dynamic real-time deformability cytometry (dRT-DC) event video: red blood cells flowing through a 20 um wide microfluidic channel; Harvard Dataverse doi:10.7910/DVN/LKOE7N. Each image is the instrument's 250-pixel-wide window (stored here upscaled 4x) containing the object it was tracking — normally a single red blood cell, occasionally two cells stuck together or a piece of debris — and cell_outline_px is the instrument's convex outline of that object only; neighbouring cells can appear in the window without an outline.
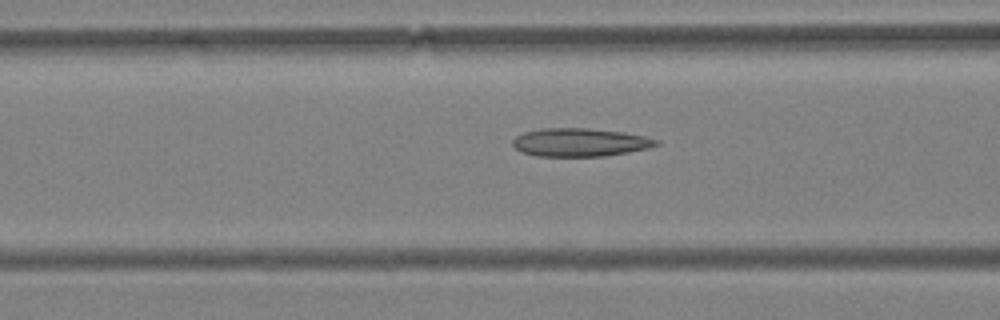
{"species": "Egyptian fruit bat (a non-hibernating species)", "species_latin": "Rousettus aegyptiacus", "temperature_condition": "warm", "stored_images_in_passage": 46, "camera_frame_rate_fps": 3000, "um_per_image_px": 0.085, "animal": {"sex": "female"}, "frame": {"image": 1, "passage_image": 13, "time_ms": 4.0, "image_size_px": [1000, 320], "cell_outline_px": [[660, 144], [648, 148], [628, 152], [604, 156], [536, 156], [524, 152], [516, 148], [512, 144], [512, 140], [516, 136], [524, 132], [540, 128], [588, 128], [624, 132], [644, 136], [660, 140]], "centroid_in_image_um": [49.31, 12.09], "position_along_channel_um": 117.3, "area_um2": 23.64}}
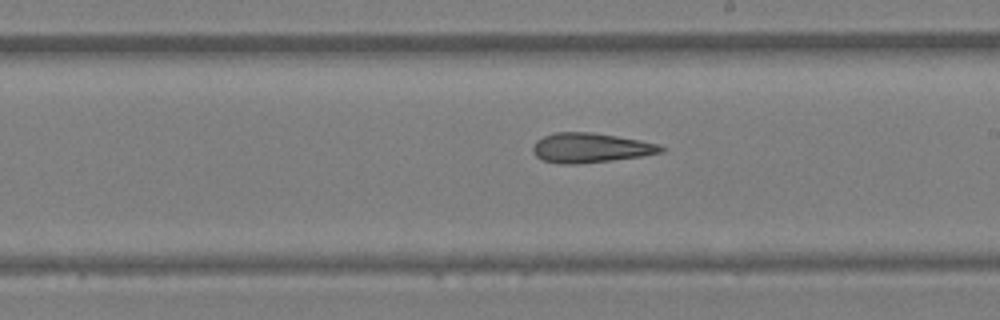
{"frame": {"image": 2, "passage_image": 23, "time_ms": 7.333, "image_size_px": [1000, 320], "cell_outline_px": [[664, 152], [640, 156], [612, 160], [576, 164], [564, 164], [544, 160], [536, 156], [532, 152], [532, 148], [536, 140], [544, 136], [556, 132], [592, 132], [640, 140], [660, 144], [664, 148]], "centroid_in_image_um": [50.19, 12.56], "position_along_channel_um": 238.8, "area_um2": 22.02}}
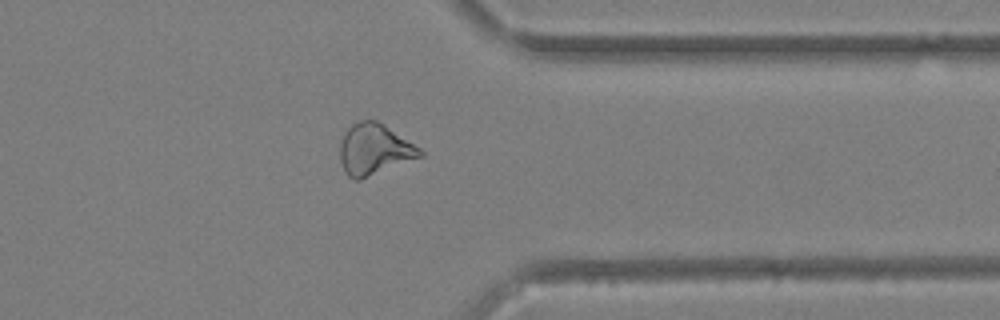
{"frame": {"image": 3, "passage_image": 35, "time_ms": 11.333, "image_size_px": [1000, 320], "cell_outline_px": [[424, 156], [360, 180], [352, 180], [344, 172], [340, 160], [340, 144], [344, 132], [352, 124], [360, 120], [376, 120], [384, 124], [420, 148], [424, 152]], "centroid_in_image_um": [31.81, 12.71], "position_along_channel_um": 379.6, "area_um2": 23.99}}